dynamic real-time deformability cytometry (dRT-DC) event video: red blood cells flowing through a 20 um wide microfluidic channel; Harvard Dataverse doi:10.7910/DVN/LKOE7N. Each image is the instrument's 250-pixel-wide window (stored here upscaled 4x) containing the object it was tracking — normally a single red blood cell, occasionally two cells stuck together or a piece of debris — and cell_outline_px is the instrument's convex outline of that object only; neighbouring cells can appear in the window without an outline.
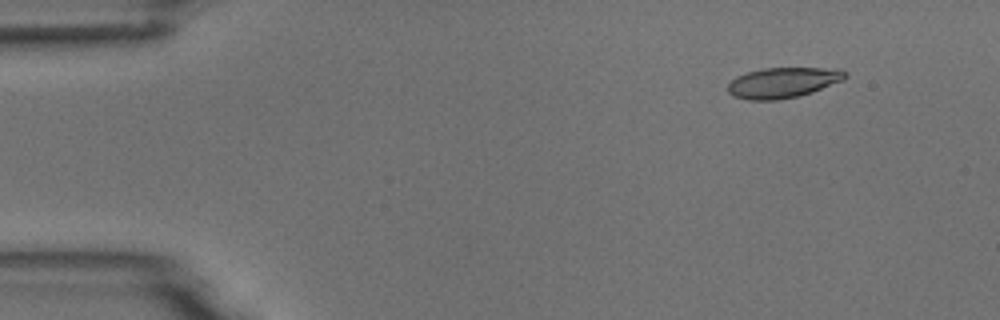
{"species": "common noctule bat (a hibernating species)", "species_latin": "Nyctalus noctula", "temperature_condition": "room temperature", "stored_images_in_passage": 5, "camera_frame_rate_fps": 3000, "um_per_image_px": 0.085, "animal": {"sex": "male", "body_mass_g": 18.8}, "frame": {"image": 1, "passage_image": 2, "time_ms": 1.0, "image_size_px": [1000, 320], "cell_outline_px": [[848, 76], [844, 80], [812, 92], [796, 96], [776, 100], [748, 100], [732, 96], [728, 92], [728, 84], [736, 76], [748, 72], [764, 68], [840, 68], [848, 72]], "centroid_in_image_um": [66.58, 7.01], "position_along_channel_um": 18.4, "area_um2": 20.92}}
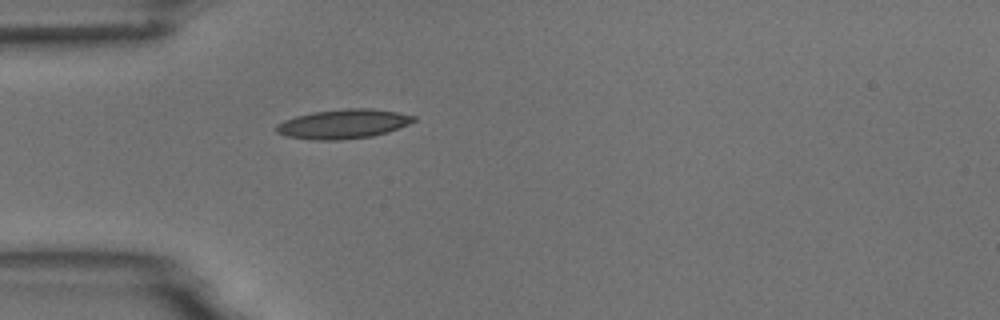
{"frame": {"image": 2, "passage_image": 5, "time_ms": 4.333, "image_size_px": [1000, 320], "cell_outline_px": [[416, 120], [408, 124], [388, 132], [372, 136], [340, 140], [316, 140], [288, 136], [276, 132], [276, 124], [284, 120], [296, 116], [312, 112], [344, 108], [372, 108], [396, 112], [416, 116]], "centroid_in_image_um": [29.18, 10.53], "position_along_channel_um": 55.8, "area_um2": 23.47}}